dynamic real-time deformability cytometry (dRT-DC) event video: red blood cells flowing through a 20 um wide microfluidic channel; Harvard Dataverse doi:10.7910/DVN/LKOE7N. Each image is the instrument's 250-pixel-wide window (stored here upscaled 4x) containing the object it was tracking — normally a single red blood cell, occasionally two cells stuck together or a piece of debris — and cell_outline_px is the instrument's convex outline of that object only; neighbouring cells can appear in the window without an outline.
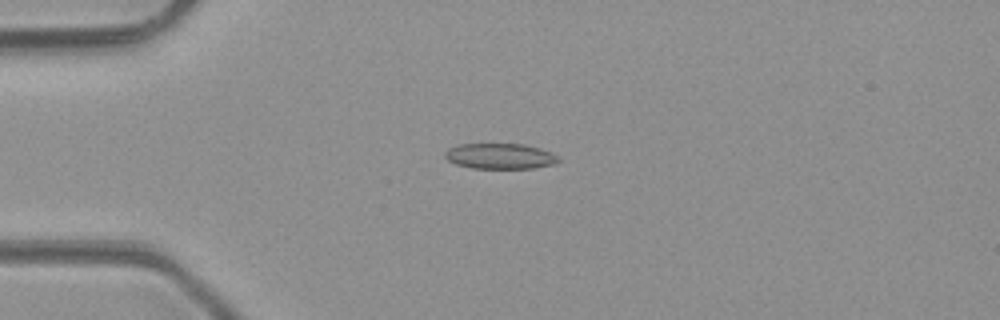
{"species": "common noctule bat (a hibernating species)", "species_latin": "Nyctalus noctula", "temperature_condition": "room temperature", "stored_images_in_passage": 6, "camera_frame_rate_fps": 3000, "um_per_image_px": 0.085, "animal": {"sex": "male", "body_mass_g": 23.1, "forearm_length_mm": 52.7}, "frame": {"image": 1, "passage_image": 3, "time_ms": 3.333, "image_size_px": [1000, 320], "cell_outline_px": [[560, 160], [556, 164], [536, 168], [472, 168], [456, 164], [448, 160], [444, 156], [444, 152], [448, 148], [460, 144], [524, 144], [540, 148], [552, 152]], "centroid_in_image_um": [42.52, 13.27], "position_along_channel_um": 42.5, "area_um2": 16.99}}
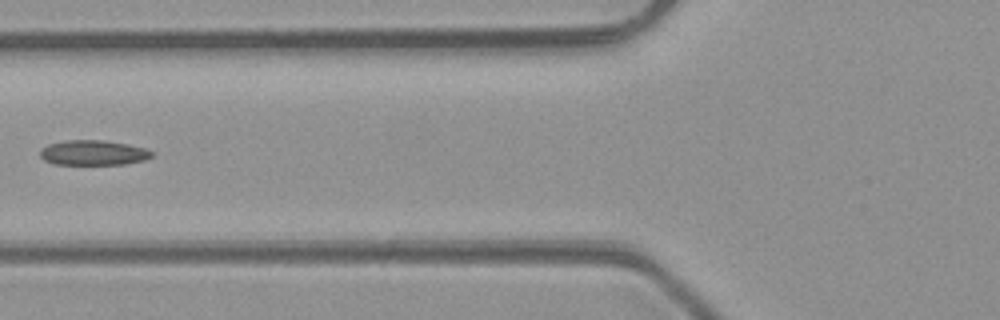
{"frame": {"image": 2, "passage_image": 5, "time_ms": 5.667, "image_size_px": [1000, 320], "cell_outline_px": [[152, 156], [144, 160], [124, 164], [52, 164], [44, 160], [40, 156], [40, 148], [48, 144], [68, 140], [104, 140], [128, 144], [144, 148], [152, 152]], "centroid_in_image_um": [7.89, 12.98], "position_along_channel_um": 117.9, "area_um2": 16.24}}
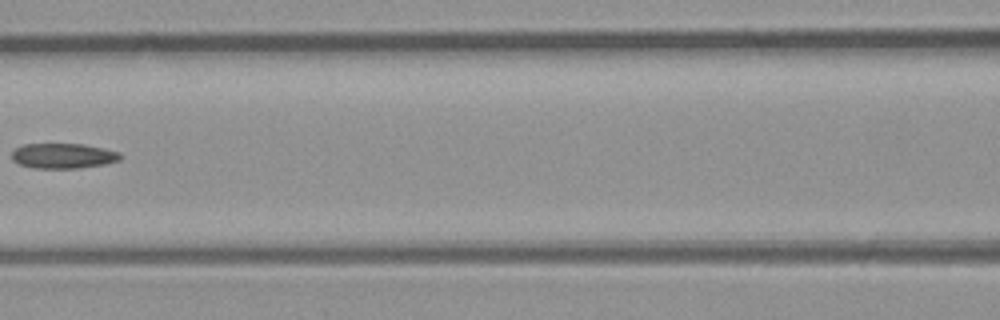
{"frame": {"image": 3, "passage_image": 6, "time_ms": 6.667, "image_size_px": [1000, 320], "cell_outline_px": [[124, 156], [120, 160], [104, 164], [80, 168], [32, 168], [20, 164], [12, 160], [12, 152], [16, 148], [24, 144], [84, 144], [104, 148], [120, 152]], "centroid_in_image_um": [5.4, 13.25], "position_along_channel_um": 161.2, "area_um2": 16.01}}